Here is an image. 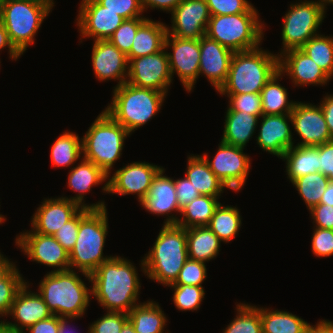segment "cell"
<instances>
[{
    "mask_svg": "<svg viewBox=\"0 0 333 333\" xmlns=\"http://www.w3.org/2000/svg\"><path fill=\"white\" fill-rule=\"evenodd\" d=\"M161 168L145 161L126 164L108 177L102 191L121 196L135 194L140 202L149 192L152 180Z\"/></svg>",
    "mask_w": 333,
    "mask_h": 333,
    "instance_id": "obj_15",
    "label": "cell"
},
{
    "mask_svg": "<svg viewBox=\"0 0 333 333\" xmlns=\"http://www.w3.org/2000/svg\"><path fill=\"white\" fill-rule=\"evenodd\" d=\"M322 99L320 107L331 135V141H333V94L326 95Z\"/></svg>",
    "mask_w": 333,
    "mask_h": 333,
    "instance_id": "obj_56",
    "label": "cell"
},
{
    "mask_svg": "<svg viewBox=\"0 0 333 333\" xmlns=\"http://www.w3.org/2000/svg\"><path fill=\"white\" fill-rule=\"evenodd\" d=\"M15 244L31 261L52 267L51 272L70 269L69 252L52 235L27 230L16 236Z\"/></svg>",
    "mask_w": 333,
    "mask_h": 333,
    "instance_id": "obj_14",
    "label": "cell"
},
{
    "mask_svg": "<svg viewBox=\"0 0 333 333\" xmlns=\"http://www.w3.org/2000/svg\"><path fill=\"white\" fill-rule=\"evenodd\" d=\"M167 25L160 21L147 19L137 30L128 61L140 56L155 54L164 48Z\"/></svg>",
    "mask_w": 333,
    "mask_h": 333,
    "instance_id": "obj_27",
    "label": "cell"
},
{
    "mask_svg": "<svg viewBox=\"0 0 333 333\" xmlns=\"http://www.w3.org/2000/svg\"><path fill=\"white\" fill-rule=\"evenodd\" d=\"M50 159L54 167H69L80 160L82 139L75 132L64 131L53 143Z\"/></svg>",
    "mask_w": 333,
    "mask_h": 333,
    "instance_id": "obj_37",
    "label": "cell"
},
{
    "mask_svg": "<svg viewBox=\"0 0 333 333\" xmlns=\"http://www.w3.org/2000/svg\"><path fill=\"white\" fill-rule=\"evenodd\" d=\"M174 290L173 302L180 311H197L205 298L203 286L168 285Z\"/></svg>",
    "mask_w": 333,
    "mask_h": 333,
    "instance_id": "obj_42",
    "label": "cell"
},
{
    "mask_svg": "<svg viewBox=\"0 0 333 333\" xmlns=\"http://www.w3.org/2000/svg\"><path fill=\"white\" fill-rule=\"evenodd\" d=\"M31 218V230L42 235H54L82 207L66 198H46Z\"/></svg>",
    "mask_w": 333,
    "mask_h": 333,
    "instance_id": "obj_20",
    "label": "cell"
},
{
    "mask_svg": "<svg viewBox=\"0 0 333 333\" xmlns=\"http://www.w3.org/2000/svg\"><path fill=\"white\" fill-rule=\"evenodd\" d=\"M281 159L286 162V175L291 183L301 176L320 172L319 145H294L284 153Z\"/></svg>",
    "mask_w": 333,
    "mask_h": 333,
    "instance_id": "obj_30",
    "label": "cell"
},
{
    "mask_svg": "<svg viewBox=\"0 0 333 333\" xmlns=\"http://www.w3.org/2000/svg\"><path fill=\"white\" fill-rule=\"evenodd\" d=\"M262 333H306L309 323L287 311L260 307Z\"/></svg>",
    "mask_w": 333,
    "mask_h": 333,
    "instance_id": "obj_34",
    "label": "cell"
},
{
    "mask_svg": "<svg viewBox=\"0 0 333 333\" xmlns=\"http://www.w3.org/2000/svg\"><path fill=\"white\" fill-rule=\"evenodd\" d=\"M260 129L256 136V143L263 151L282 158L284 153L294 146L290 114L261 115Z\"/></svg>",
    "mask_w": 333,
    "mask_h": 333,
    "instance_id": "obj_24",
    "label": "cell"
},
{
    "mask_svg": "<svg viewBox=\"0 0 333 333\" xmlns=\"http://www.w3.org/2000/svg\"><path fill=\"white\" fill-rule=\"evenodd\" d=\"M330 180L321 172L309 173L292 182L304 200L306 207L310 210L313 206L320 204L321 197L326 190Z\"/></svg>",
    "mask_w": 333,
    "mask_h": 333,
    "instance_id": "obj_39",
    "label": "cell"
},
{
    "mask_svg": "<svg viewBox=\"0 0 333 333\" xmlns=\"http://www.w3.org/2000/svg\"><path fill=\"white\" fill-rule=\"evenodd\" d=\"M0 333H11L9 327L6 324V320H0Z\"/></svg>",
    "mask_w": 333,
    "mask_h": 333,
    "instance_id": "obj_63",
    "label": "cell"
},
{
    "mask_svg": "<svg viewBox=\"0 0 333 333\" xmlns=\"http://www.w3.org/2000/svg\"><path fill=\"white\" fill-rule=\"evenodd\" d=\"M102 6L117 13L125 20L142 17L141 0H97Z\"/></svg>",
    "mask_w": 333,
    "mask_h": 333,
    "instance_id": "obj_49",
    "label": "cell"
},
{
    "mask_svg": "<svg viewBox=\"0 0 333 333\" xmlns=\"http://www.w3.org/2000/svg\"><path fill=\"white\" fill-rule=\"evenodd\" d=\"M241 218L240 211L236 206H223L220 203L215 209L208 227L221 242L226 244L238 235L242 225Z\"/></svg>",
    "mask_w": 333,
    "mask_h": 333,
    "instance_id": "obj_36",
    "label": "cell"
},
{
    "mask_svg": "<svg viewBox=\"0 0 333 333\" xmlns=\"http://www.w3.org/2000/svg\"><path fill=\"white\" fill-rule=\"evenodd\" d=\"M263 27L258 13L211 15L205 35L233 52H240L260 47Z\"/></svg>",
    "mask_w": 333,
    "mask_h": 333,
    "instance_id": "obj_8",
    "label": "cell"
},
{
    "mask_svg": "<svg viewBox=\"0 0 333 333\" xmlns=\"http://www.w3.org/2000/svg\"><path fill=\"white\" fill-rule=\"evenodd\" d=\"M279 71L292 80L297 86L326 85L331 79L305 52L301 49H291L279 54Z\"/></svg>",
    "mask_w": 333,
    "mask_h": 333,
    "instance_id": "obj_21",
    "label": "cell"
},
{
    "mask_svg": "<svg viewBox=\"0 0 333 333\" xmlns=\"http://www.w3.org/2000/svg\"><path fill=\"white\" fill-rule=\"evenodd\" d=\"M112 92V100L104 111L130 134L160 112L167 96L164 92L139 88L127 82L114 87Z\"/></svg>",
    "mask_w": 333,
    "mask_h": 333,
    "instance_id": "obj_5",
    "label": "cell"
},
{
    "mask_svg": "<svg viewBox=\"0 0 333 333\" xmlns=\"http://www.w3.org/2000/svg\"><path fill=\"white\" fill-rule=\"evenodd\" d=\"M210 18L206 0H183L171 13L172 24L167 25V33L178 38L200 39Z\"/></svg>",
    "mask_w": 333,
    "mask_h": 333,
    "instance_id": "obj_17",
    "label": "cell"
},
{
    "mask_svg": "<svg viewBox=\"0 0 333 333\" xmlns=\"http://www.w3.org/2000/svg\"><path fill=\"white\" fill-rule=\"evenodd\" d=\"M8 47L9 59L17 61L21 57V53L13 46L9 35L0 21V51Z\"/></svg>",
    "mask_w": 333,
    "mask_h": 333,
    "instance_id": "obj_57",
    "label": "cell"
},
{
    "mask_svg": "<svg viewBox=\"0 0 333 333\" xmlns=\"http://www.w3.org/2000/svg\"><path fill=\"white\" fill-rule=\"evenodd\" d=\"M6 220L5 216L0 214V225Z\"/></svg>",
    "mask_w": 333,
    "mask_h": 333,
    "instance_id": "obj_66",
    "label": "cell"
},
{
    "mask_svg": "<svg viewBox=\"0 0 333 333\" xmlns=\"http://www.w3.org/2000/svg\"><path fill=\"white\" fill-rule=\"evenodd\" d=\"M325 11L318 0H300L290 4V9L283 16L282 45L280 54L300 49L312 37L320 34L319 26L325 18Z\"/></svg>",
    "mask_w": 333,
    "mask_h": 333,
    "instance_id": "obj_10",
    "label": "cell"
},
{
    "mask_svg": "<svg viewBox=\"0 0 333 333\" xmlns=\"http://www.w3.org/2000/svg\"><path fill=\"white\" fill-rule=\"evenodd\" d=\"M91 59L94 74L100 82L111 79L118 80L115 87L126 82L129 64L127 55L110 41H94Z\"/></svg>",
    "mask_w": 333,
    "mask_h": 333,
    "instance_id": "obj_22",
    "label": "cell"
},
{
    "mask_svg": "<svg viewBox=\"0 0 333 333\" xmlns=\"http://www.w3.org/2000/svg\"><path fill=\"white\" fill-rule=\"evenodd\" d=\"M234 52L206 35L200 38L199 76L208 79L216 92L225 84Z\"/></svg>",
    "mask_w": 333,
    "mask_h": 333,
    "instance_id": "obj_25",
    "label": "cell"
},
{
    "mask_svg": "<svg viewBox=\"0 0 333 333\" xmlns=\"http://www.w3.org/2000/svg\"><path fill=\"white\" fill-rule=\"evenodd\" d=\"M221 95H227L226 97L229 98L227 111H241L256 116L263 115L260 93Z\"/></svg>",
    "mask_w": 333,
    "mask_h": 333,
    "instance_id": "obj_44",
    "label": "cell"
},
{
    "mask_svg": "<svg viewBox=\"0 0 333 333\" xmlns=\"http://www.w3.org/2000/svg\"><path fill=\"white\" fill-rule=\"evenodd\" d=\"M167 320L158 302L152 299L138 304L128 313V321L136 333H164Z\"/></svg>",
    "mask_w": 333,
    "mask_h": 333,
    "instance_id": "obj_31",
    "label": "cell"
},
{
    "mask_svg": "<svg viewBox=\"0 0 333 333\" xmlns=\"http://www.w3.org/2000/svg\"><path fill=\"white\" fill-rule=\"evenodd\" d=\"M53 6L54 3L22 0L0 2V21L11 43L22 55L34 44V38Z\"/></svg>",
    "mask_w": 333,
    "mask_h": 333,
    "instance_id": "obj_9",
    "label": "cell"
},
{
    "mask_svg": "<svg viewBox=\"0 0 333 333\" xmlns=\"http://www.w3.org/2000/svg\"><path fill=\"white\" fill-rule=\"evenodd\" d=\"M76 18L82 38L109 40L125 21L123 17L102 6L97 0H82Z\"/></svg>",
    "mask_w": 333,
    "mask_h": 333,
    "instance_id": "obj_16",
    "label": "cell"
},
{
    "mask_svg": "<svg viewBox=\"0 0 333 333\" xmlns=\"http://www.w3.org/2000/svg\"><path fill=\"white\" fill-rule=\"evenodd\" d=\"M100 319L89 325V333H120L128 321V314L123 312L106 311Z\"/></svg>",
    "mask_w": 333,
    "mask_h": 333,
    "instance_id": "obj_48",
    "label": "cell"
},
{
    "mask_svg": "<svg viewBox=\"0 0 333 333\" xmlns=\"http://www.w3.org/2000/svg\"><path fill=\"white\" fill-rule=\"evenodd\" d=\"M220 197L200 195L180 211L181 218L177 225L187 228L208 226L215 209L219 206Z\"/></svg>",
    "mask_w": 333,
    "mask_h": 333,
    "instance_id": "obj_35",
    "label": "cell"
},
{
    "mask_svg": "<svg viewBox=\"0 0 333 333\" xmlns=\"http://www.w3.org/2000/svg\"><path fill=\"white\" fill-rule=\"evenodd\" d=\"M164 173L165 168L162 167L154 176L149 192L140 201V205L152 214L167 215L164 224H177L179 217L172 212L178 214L181 210L177 202L174 178L165 176Z\"/></svg>",
    "mask_w": 333,
    "mask_h": 333,
    "instance_id": "obj_23",
    "label": "cell"
},
{
    "mask_svg": "<svg viewBox=\"0 0 333 333\" xmlns=\"http://www.w3.org/2000/svg\"><path fill=\"white\" fill-rule=\"evenodd\" d=\"M68 174V188L78 194H76L74 197L70 196L68 198L66 196L63 198L78 203L82 208H106L105 202L103 200L92 204H85L84 201L85 194L90 192L93 186H98L99 184L106 182V179L110 177L100 167L95 165L93 162L82 158L78 165L70 168V172Z\"/></svg>",
    "mask_w": 333,
    "mask_h": 333,
    "instance_id": "obj_26",
    "label": "cell"
},
{
    "mask_svg": "<svg viewBox=\"0 0 333 333\" xmlns=\"http://www.w3.org/2000/svg\"><path fill=\"white\" fill-rule=\"evenodd\" d=\"M290 116L293 129L302 140L295 146H318L331 141V135L320 105L296 102Z\"/></svg>",
    "mask_w": 333,
    "mask_h": 333,
    "instance_id": "obj_18",
    "label": "cell"
},
{
    "mask_svg": "<svg viewBox=\"0 0 333 333\" xmlns=\"http://www.w3.org/2000/svg\"><path fill=\"white\" fill-rule=\"evenodd\" d=\"M89 208H82L71 220L64 223L62 228L54 233L55 239L63 246L69 253L74 248L80 221L91 211Z\"/></svg>",
    "mask_w": 333,
    "mask_h": 333,
    "instance_id": "obj_46",
    "label": "cell"
},
{
    "mask_svg": "<svg viewBox=\"0 0 333 333\" xmlns=\"http://www.w3.org/2000/svg\"><path fill=\"white\" fill-rule=\"evenodd\" d=\"M183 0H141V7L143 12L150 9H160L172 13V11L182 2Z\"/></svg>",
    "mask_w": 333,
    "mask_h": 333,
    "instance_id": "obj_55",
    "label": "cell"
},
{
    "mask_svg": "<svg viewBox=\"0 0 333 333\" xmlns=\"http://www.w3.org/2000/svg\"><path fill=\"white\" fill-rule=\"evenodd\" d=\"M311 249L316 257L333 256V230L314 227Z\"/></svg>",
    "mask_w": 333,
    "mask_h": 333,
    "instance_id": "obj_50",
    "label": "cell"
},
{
    "mask_svg": "<svg viewBox=\"0 0 333 333\" xmlns=\"http://www.w3.org/2000/svg\"><path fill=\"white\" fill-rule=\"evenodd\" d=\"M218 145V151L212 160L209 159L208 153L202 156L227 189L239 192L246 184L251 169V158L243 152L245 148L232 146L222 141Z\"/></svg>",
    "mask_w": 333,
    "mask_h": 333,
    "instance_id": "obj_11",
    "label": "cell"
},
{
    "mask_svg": "<svg viewBox=\"0 0 333 333\" xmlns=\"http://www.w3.org/2000/svg\"><path fill=\"white\" fill-rule=\"evenodd\" d=\"M188 259L186 229L177 224H163L140 266L149 279L168 286L176 281Z\"/></svg>",
    "mask_w": 333,
    "mask_h": 333,
    "instance_id": "obj_2",
    "label": "cell"
},
{
    "mask_svg": "<svg viewBox=\"0 0 333 333\" xmlns=\"http://www.w3.org/2000/svg\"><path fill=\"white\" fill-rule=\"evenodd\" d=\"M107 215V208L92 209L80 221L75 246L69 253L70 270L77 269L89 282L90 275L113 257L103 255L109 227Z\"/></svg>",
    "mask_w": 333,
    "mask_h": 333,
    "instance_id": "obj_6",
    "label": "cell"
},
{
    "mask_svg": "<svg viewBox=\"0 0 333 333\" xmlns=\"http://www.w3.org/2000/svg\"><path fill=\"white\" fill-rule=\"evenodd\" d=\"M320 203L333 206V181H330L327 185L326 190L321 197Z\"/></svg>",
    "mask_w": 333,
    "mask_h": 333,
    "instance_id": "obj_61",
    "label": "cell"
},
{
    "mask_svg": "<svg viewBox=\"0 0 333 333\" xmlns=\"http://www.w3.org/2000/svg\"><path fill=\"white\" fill-rule=\"evenodd\" d=\"M307 333H333V321L320 320L314 326L309 323Z\"/></svg>",
    "mask_w": 333,
    "mask_h": 333,
    "instance_id": "obj_58",
    "label": "cell"
},
{
    "mask_svg": "<svg viewBox=\"0 0 333 333\" xmlns=\"http://www.w3.org/2000/svg\"><path fill=\"white\" fill-rule=\"evenodd\" d=\"M174 183L180 210L201 195L186 177L175 179Z\"/></svg>",
    "mask_w": 333,
    "mask_h": 333,
    "instance_id": "obj_51",
    "label": "cell"
},
{
    "mask_svg": "<svg viewBox=\"0 0 333 333\" xmlns=\"http://www.w3.org/2000/svg\"><path fill=\"white\" fill-rule=\"evenodd\" d=\"M222 142L245 148L256 133L261 116L250 115L241 111H226ZM257 126V127H256Z\"/></svg>",
    "mask_w": 333,
    "mask_h": 333,
    "instance_id": "obj_29",
    "label": "cell"
},
{
    "mask_svg": "<svg viewBox=\"0 0 333 333\" xmlns=\"http://www.w3.org/2000/svg\"><path fill=\"white\" fill-rule=\"evenodd\" d=\"M185 176L201 195L219 197L226 190L202 155H188Z\"/></svg>",
    "mask_w": 333,
    "mask_h": 333,
    "instance_id": "obj_28",
    "label": "cell"
},
{
    "mask_svg": "<svg viewBox=\"0 0 333 333\" xmlns=\"http://www.w3.org/2000/svg\"><path fill=\"white\" fill-rule=\"evenodd\" d=\"M236 317L223 330V333H262L260 307L238 303Z\"/></svg>",
    "mask_w": 333,
    "mask_h": 333,
    "instance_id": "obj_40",
    "label": "cell"
},
{
    "mask_svg": "<svg viewBox=\"0 0 333 333\" xmlns=\"http://www.w3.org/2000/svg\"><path fill=\"white\" fill-rule=\"evenodd\" d=\"M330 77H333V36L318 34L301 48Z\"/></svg>",
    "mask_w": 333,
    "mask_h": 333,
    "instance_id": "obj_38",
    "label": "cell"
},
{
    "mask_svg": "<svg viewBox=\"0 0 333 333\" xmlns=\"http://www.w3.org/2000/svg\"><path fill=\"white\" fill-rule=\"evenodd\" d=\"M130 260L113 256L90 276L92 295L107 311L129 313L140 304V279Z\"/></svg>",
    "mask_w": 333,
    "mask_h": 333,
    "instance_id": "obj_1",
    "label": "cell"
},
{
    "mask_svg": "<svg viewBox=\"0 0 333 333\" xmlns=\"http://www.w3.org/2000/svg\"><path fill=\"white\" fill-rule=\"evenodd\" d=\"M188 257L192 260L208 262L220 252V239L208 226L186 229Z\"/></svg>",
    "mask_w": 333,
    "mask_h": 333,
    "instance_id": "obj_32",
    "label": "cell"
},
{
    "mask_svg": "<svg viewBox=\"0 0 333 333\" xmlns=\"http://www.w3.org/2000/svg\"><path fill=\"white\" fill-rule=\"evenodd\" d=\"M172 81L165 48L155 54L129 60L126 82L133 86L150 88L167 94Z\"/></svg>",
    "mask_w": 333,
    "mask_h": 333,
    "instance_id": "obj_12",
    "label": "cell"
},
{
    "mask_svg": "<svg viewBox=\"0 0 333 333\" xmlns=\"http://www.w3.org/2000/svg\"><path fill=\"white\" fill-rule=\"evenodd\" d=\"M211 15L258 13L248 0H206Z\"/></svg>",
    "mask_w": 333,
    "mask_h": 333,
    "instance_id": "obj_47",
    "label": "cell"
},
{
    "mask_svg": "<svg viewBox=\"0 0 333 333\" xmlns=\"http://www.w3.org/2000/svg\"><path fill=\"white\" fill-rule=\"evenodd\" d=\"M148 19V17H137L125 20L119 28L109 38L115 47L126 55L130 52L138 28Z\"/></svg>",
    "mask_w": 333,
    "mask_h": 333,
    "instance_id": "obj_43",
    "label": "cell"
},
{
    "mask_svg": "<svg viewBox=\"0 0 333 333\" xmlns=\"http://www.w3.org/2000/svg\"><path fill=\"white\" fill-rule=\"evenodd\" d=\"M80 317H59V328H58V333H76L74 328L72 329L71 326H69L70 320L77 319ZM70 327V328H69ZM74 330V332H73Z\"/></svg>",
    "mask_w": 333,
    "mask_h": 333,
    "instance_id": "obj_59",
    "label": "cell"
},
{
    "mask_svg": "<svg viewBox=\"0 0 333 333\" xmlns=\"http://www.w3.org/2000/svg\"><path fill=\"white\" fill-rule=\"evenodd\" d=\"M0 1H9V0H0ZM22 1H33L39 3H54V0H22Z\"/></svg>",
    "mask_w": 333,
    "mask_h": 333,
    "instance_id": "obj_65",
    "label": "cell"
},
{
    "mask_svg": "<svg viewBox=\"0 0 333 333\" xmlns=\"http://www.w3.org/2000/svg\"><path fill=\"white\" fill-rule=\"evenodd\" d=\"M318 2L321 4V6L325 12L327 10V7H326L327 5H329V4L333 5V0H318Z\"/></svg>",
    "mask_w": 333,
    "mask_h": 333,
    "instance_id": "obj_64",
    "label": "cell"
},
{
    "mask_svg": "<svg viewBox=\"0 0 333 333\" xmlns=\"http://www.w3.org/2000/svg\"><path fill=\"white\" fill-rule=\"evenodd\" d=\"M14 262H11L0 252V279H2L13 267Z\"/></svg>",
    "mask_w": 333,
    "mask_h": 333,
    "instance_id": "obj_60",
    "label": "cell"
},
{
    "mask_svg": "<svg viewBox=\"0 0 333 333\" xmlns=\"http://www.w3.org/2000/svg\"><path fill=\"white\" fill-rule=\"evenodd\" d=\"M25 283L16 265L0 279V318L8 317L12 303Z\"/></svg>",
    "mask_w": 333,
    "mask_h": 333,
    "instance_id": "obj_41",
    "label": "cell"
},
{
    "mask_svg": "<svg viewBox=\"0 0 333 333\" xmlns=\"http://www.w3.org/2000/svg\"><path fill=\"white\" fill-rule=\"evenodd\" d=\"M28 288L29 284L26 282L18 291L11 305L8 315L15 322H6L11 333H23L33 324L53 315L42 296L38 292H32Z\"/></svg>",
    "mask_w": 333,
    "mask_h": 333,
    "instance_id": "obj_19",
    "label": "cell"
},
{
    "mask_svg": "<svg viewBox=\"0 0 333 333\" xmlns=\"http://www.w3.org/2000/svg\"><path fill=\"white\" fill-rule=\"evenodd\" d=\"M309 211L314 227L333 230V206L320 203Z\"/></svg>",
    "mask_w": 333,
    "mask_h": 333,
    "instance_id": "obj_52",
    "label": "cell"
},
{
    "mask_svg": "<svg viewBox=\"0 0 333 333\" xmlns=\"http://www.w3.org/2000/svg\"><path fill=\"white\" fill-rule=\"evenodd\" d=\"M207 277L206 263L188 259L181 268L178 278L170 285L202 286Z\"/></svg>",
    "mask_w": 333,
    "mask_h": 333,
    "instance_id": "obj_45",
    "label": "cell"
},
{
    "mask_svg": "<svg viewBox=\"0 0 333 333\" xmlns=\"http://www.w3.org/2000/svg\"><path fill=\"white\" fill-rule=\"evenodd\" d=\"M169 47H172V53L167 52L172 79L177 74L189 93L199 78L200 39L178 38L167 33L164 48Z\"/></svg>",
    "mask_w": 333,
    "mask_h": 333,
    "instance_id": "obj_13",
    "label": "cell"
},
{
    "mask_svg": "<svg viewBox=\"0 0 333 333\" xmlns=\"http://www.w3.org/2000/svg\"><path fill=\"white\" fill-rule=\"evenodd\" d=\"M38 287L48 309L59 317L82 318L92 298V288L75 270L47 272Z\"/></svg>",
    "mask_w": 333,
    "mask_h": 333,
    "instance_id": "obj_4",
    "label": "cell"
},
{
    "mask_svg": "<svg viewBox=\"0 0 333 333\" xmlns=\"http://www.w3.org/2000/svg\"><path fill=\"white\" fill-rule=\"evenodd\" d=\"M279 70V56L262 47L234 52L227 80L219 94L261 93L262 88Z\"/></svg>",
    "mask_w": 333,
    "mask_h": 333,
    "instance_id": "obj_3",
    "label": "cell"
},
{
    "mask_svg": "<svg viewBox=\"0 0 333 333\" xmlns=\"http://www.w3.org/2000/svg\"><path fill=\"white\" fill-rule=\"evenodd\" d=\"M120 333H136L132 324L127 321L121 329Z\"/></svg>",
    "mask_w": 333,
    "mask_h": 333,
    "instance_id": "obj_62",
    "label": "cell"
},
{
    "mask_svg": "<svg viewBox=\"0 0 333 333\" xmlns=\"http://www.w3.org/2000/svg\"><path fill=\"white\" fill-rule=\"evenodd\" d=\"M282 76L278 70L261 90L263 115L290 114L294 109L296 101H289L287 89L279 83Z\"/></svg>",
    "mask_w": 333,
    "mask_h": 333,
    "instance_id": "obj_33",
    "label": "cell"
},
{
    "mask_svg": "<svg viewBox=\"0 0 333 333\" xmlns=\"http://www.w3.org/2000/svg\"><path fill=\"white\" fill-rule=\"evenodd\" d=\"M59 316L52 315L47 319L38 321L23 333H58Z\"/></svg>",
    "mask_w": 333,
    "mask_h": 333,
    "instance_id": "obj_54",
    "label": "cell"
},
{
    "mask_svg": "<svg viewBox=\"0 0 333 333\" xmlns=\"http://www.w3.org/2000/svg\"><path fill=\"white\" fill-rule=\"evenodd\" d=\"M131 135L106 111H102L82 139V157L100 167L108 176L122 155L124 140Z\"/></svg>",
    "mask_w": 333,
    "mask_h": 333,
    "instance_id": "obj_7",
    "label": "cell"
},
{
    "mask_svg": "<svg viewBox=\"0 0 333 333\" xmlns=\"http://www.w3.org/2000/svg\"><path fill=\"white\" fill-rule=\"evenodd\" d=\"M320 172L333 181V141L319 145Z\"/></svg>",
    "mask_w": 333,
    "mask_h": 333,
    "instance_id": "obj_53",
    "label": "cell"
}]
</instances>
